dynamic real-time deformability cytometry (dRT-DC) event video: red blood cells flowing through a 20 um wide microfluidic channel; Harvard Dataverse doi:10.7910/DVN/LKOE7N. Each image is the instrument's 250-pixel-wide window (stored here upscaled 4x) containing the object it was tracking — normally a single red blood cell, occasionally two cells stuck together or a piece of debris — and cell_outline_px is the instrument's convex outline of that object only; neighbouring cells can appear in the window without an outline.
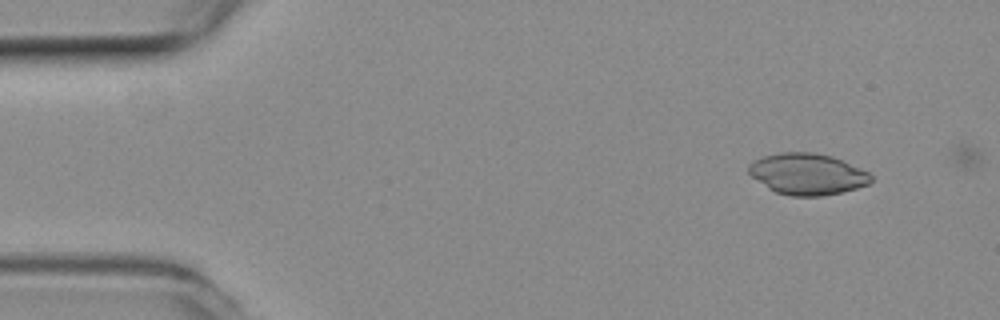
{"species": "common noctule bat (a hibernating species)", "species_latin": "Nyctalus noctula", "temperature_condition": "room temperature", "stored_images_in_passage": 4, "camera_frame_rate_fps": 3000, "um_per_image_px": 0.085, "animal": {"sex": "female", "body_mass_g": 19.3, "forearm_length_mm": 54.1}, "frame": {"image": 1, "passage_image": 1, "time_ms": 0.0, "image_size_px": [1000, 320], "cell_outline_px": [[872, 180], [868, 184], [856, 188], [840, 192], [820, 196], [788, 196], [776, 192], [768, 188], [752, 176], [748, 172], [748, 164], [764, 156], [780, 152], [812, 152], [832, 156], [868, 172], [872, 176]], "centroid_in_image_um": [68.61, 14.79], "position_along_channel_um": 16.4, "area_um2": 29.19}}